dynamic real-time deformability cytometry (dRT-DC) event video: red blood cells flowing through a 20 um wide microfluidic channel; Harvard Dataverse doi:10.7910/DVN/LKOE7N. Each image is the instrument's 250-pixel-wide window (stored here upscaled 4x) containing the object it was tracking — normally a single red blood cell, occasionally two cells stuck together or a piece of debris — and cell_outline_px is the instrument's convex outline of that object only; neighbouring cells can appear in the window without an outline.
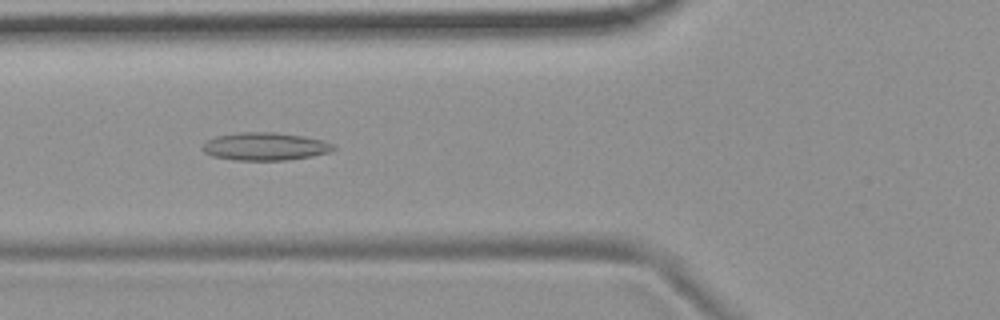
{"species": "common noctule bat (a hibernating species)", "species_latin": "Nyctalus noctula", "temperature_condition": "room temperature", "stored_images_in_passage": 51, "camera_frame_rate_fps": 3000, "um_per_image_px": 0.085, "animal": {"sex": "female", "body_mass_g": 19.9}, "frame": {"image": 1, "passage_image": 20, "time_ms": 6.333, "image_size_px": [1000, 320], "cell_outline_px": [[336, 148], [332, 152], [312, 156], [284, 160], [236, 160], [212, 156], [204, 152], [200, 148], [208, 140], [216, 136], [240, 132], [276, 132], [304, 136], [324, 140], [336, 144]], "centroid_in_image_um": [22.58, 12.44], "position_along_channel_um": 103.2, "area_um2": 21.44}}
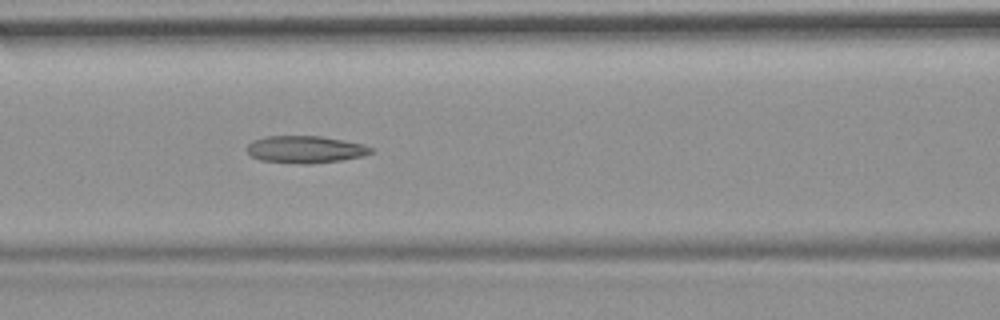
{"frame": {"image": 2, "passage_image": 23, "time_ms": 7.333, "image_size_px": [1000, 320], "cell_outline_px": [[376, 152], [364, 156], [340, 160], [312, 164], [300, 164], [260, 160], [252, 156], [248, 152], [248, 144], [252, 140], [264, 136], [324, 136], [364, 144], [376, 148]], "centroid_in_image_um": [26.03, 12.69], "position_along_channel_um": 140.6, "area_um2": 20.0}}
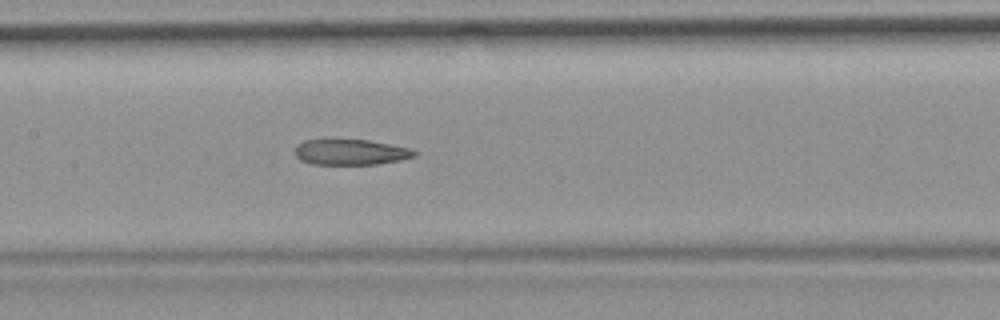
{"frame": {"image": 3, "passage_image": 26, "time_ms": 8.333, "image_size_px": [1000, 320], "cell_outline_px": [[420, 152], [416, 156], [400, 160], [380, 164], [312, 164], [300, 160], [296, 156], [296, 144], [304, 140], [368, 140], [412, 148]], "centroid_in_image_um": [29.86, 12.93], "position_along_channel_um": 177.5, "area_um2": 17.92}, "authors_computed_cell_mechanics": {"area_um2": 22.5998, "velocity_mm_per_s": 3.7142, "shape_relaxation_time_tau1_ms": null, "shape_relaxation_time_tau2_ms": 4.5732, "deformation_change_tau1": null, "deformation_change_tau2": 0.1459}}